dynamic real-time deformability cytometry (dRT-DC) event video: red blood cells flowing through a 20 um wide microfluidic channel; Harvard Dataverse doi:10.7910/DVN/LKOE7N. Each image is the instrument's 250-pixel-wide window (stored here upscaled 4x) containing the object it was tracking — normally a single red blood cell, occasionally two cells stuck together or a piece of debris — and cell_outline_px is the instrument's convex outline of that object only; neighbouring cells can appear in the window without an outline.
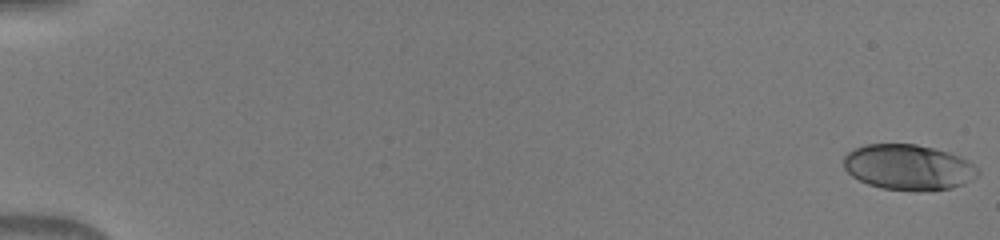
{"species": "human", "species_latin": "Homo sapiens", "temperature_condition": "warm", "stored_images_in_passage": 30, "camera_frame_rate_fps": 3000, "um_per_image_px": 0.085, "donor": {"sex": "male"}, "frame": {"image": 1, "passage_image": 1, "time_ms": 0.0, "image_size_px": [1000, 240], "cell_outline_px": [[980, 172], [976, 176], [964, 184], [952, 188], [916, 192], [880, 188], [868, 184], [852, 176], [844, 168], [844, 156], [852, 148], [864, 144], [916, 144], [948, 152], [960, 156], [968, 160]], "centroid_in_image_um": [77.19, 14.22], "position_along_channel_um": 7.8, "area_um2": 35.84}}
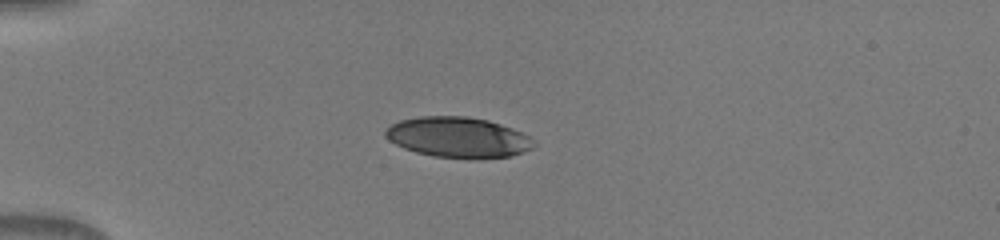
{"frame": {"image": 2, "passage_image": 15, "time_ms": 4.667, "image_size_px": [1000, 240], "cell_outline_px": [[536, 144], [532, 148], [524, 152], [512, 156], [476, 160], [432, 156], [416, 152], [404, 148], [388, 140], [384, 136], [384, 132], [392, 124], [400, 120], [420, 116], [468, 116], [488, 120], [512, 128], [536, 140]], "centroid_in_image_um": [38.96, 11.69], "position_along_channel_um": 46.0, "area_um2": 35.49}}
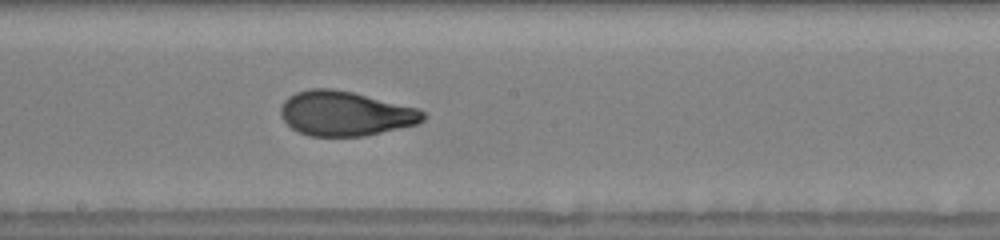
{"frame": {"image": 3, "passage_image": 30, "time_ms": 9.667, "image_size_px": [1000, 240], "cell_outline_px": [[428, 116], [424, 120], [416, 124], [364, 136], [308, 136], [292, 128], [280, 116], [280, 108], [284, 100], [288, 96], [296, 92], [312, 88], [332, 88], [352, 92], [420, 108]], "centroid_in_image_um": [29.35, 9.64], "position_along_channel_um": 218.8, "area_um2": 37.17}}